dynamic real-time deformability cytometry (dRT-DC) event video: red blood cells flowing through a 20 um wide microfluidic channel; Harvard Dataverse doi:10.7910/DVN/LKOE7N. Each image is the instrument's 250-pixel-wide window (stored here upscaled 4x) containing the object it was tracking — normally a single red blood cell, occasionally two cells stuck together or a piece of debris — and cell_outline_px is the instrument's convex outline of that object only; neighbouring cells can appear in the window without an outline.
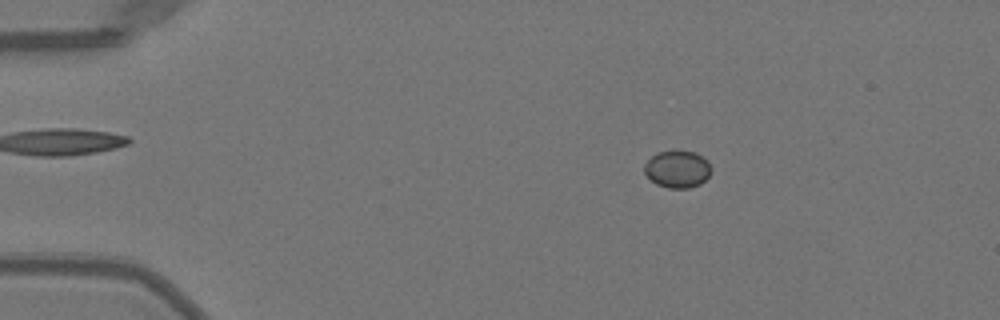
{"species": "Egyptian fruit bat (a non-hibernating species)", "species_latin": "Rousettus aegyptiacus", "temperature_condition": "warm", "stored_images_in_passage": 51, "camera_frame_rate_fps": 3000, "um_per_image_px": 0.085, "animal": {"sex": "female"}, "frame": {"image": 1, "passage_image": 9, "time_ms": 2.667, "image_size_px": [1000, 320], "cell_outline_px": [[712, 172], [700, 184], [688, 188], [668, 188], [656, 184], [644, 172], [644, 164], [656, 152], [676, 148], [696, 152], [708, 160], [712, 168]], "centroid_in_image_um": [57.6, 14.33], "position_along_channel_um": 27.4, "area_um2": 14.97}}
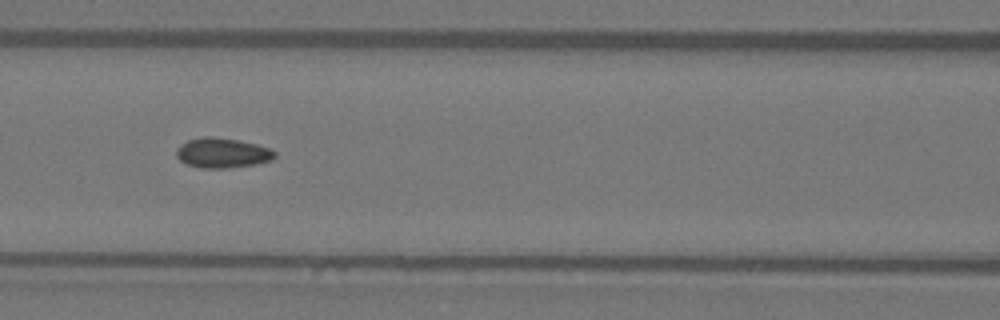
{"frame": {"image": 2, "passage_image": 23, "time_ms": 7.333, "image_size_px": [1000, 320], "cell_outline_px": [[276, 156], [272, 160], [256, 164], [228, 168], [200, 168], [188, 164], [180, 160], [176, 156], [176, 148], [180, 144], [188, 140], [204, 136], [212, 136], [240, 140], [256, 144], [268, 148], [276, 152]], "centroid_in_image_um": [18.89, 12.99], "position_along_channel_um": 147.7, "area_um2": 17.28}}
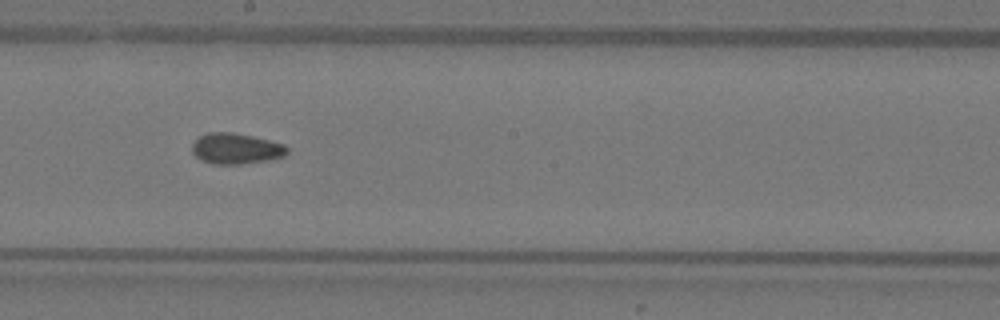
{"frame": {"image": 3, "passage_image": 29, "time_ms": 9.333, "image_size_px": [1000, 320], "cell_outline_px": [[288, 152], [284, 156], [268, 160], [240, 164], [212, 164], [200, 160], [192, 152], [192, 144], [200, 136], [208, 132], [232, 132], [252, 136], [284, 144], [288, 148]], "centroid_in_image_um": [20.04, 12.63], "position_along_channel_um": 228.2, "area_um2": 17.05}, "authors_computed_cell_mechanics": {"area_um2": 16.184, "velocity_mm_per_s": 4.0305, "shape_relaxation_time_tau1_ms": null, "shape_relaxation_time_tau2_ms": 2.108, "deformation_change_tau1": null, "deformation_change_tau2": 0.0716}}